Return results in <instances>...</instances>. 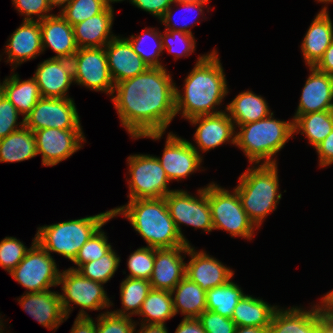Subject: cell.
Masks as SVG:
<instances>
[{"instance_id":"obj_1","label":"cell","mask_w":333,"mask_h":333,"mask_svg":"<svg viewBox=\"0 0 333 333\" xmlns=\"http://www.w3.org/2000/svg\"><path fill=\"white\" fill-rule=\"evenodd\" d=\"M164 67H149L144 73L114 85V106L121 124L132 138L158 140L176 116L175 83Z\"/></svg>"},{"instance_id":"obj_2","label":"cell","mask_w":333,"mask_h":333,"mask_svg":"<svg viewBox=\"0 0 333 333\" xmlns=\"http://www.w3.org/2000/svg\"><path fill=\"white\" fill-rule=\"evenodd\" d=\"M175 87L176 114L190 119L200 115H215L224 111H214L215 106L227 95L225 74L213 50L197 60L193 70L185 78L184 94Z\"/></svg>"},{"instance_id":"obj_3","label":"cell","mask_w":333,"mask_h":333,"mask_svg":"<svg viewBox=\"0 0 333 333\" xmlns=\"http://www.w3.org/2000/svg\"><path fill=\"white\" fill-rule=\"evenodd\" d=\"M125 206L111 209L113 217L122 214L132 227L155 249L188 245L170 216L165 198L130 200Z\"/></svg>"},{"instance_id":"obj_4","label":"cell","mask_w":333,"mask_h":333,"mask_svg":"<svg viewBox=\"0 0 333 333\" xmlns=\"http://www.w3.org/2000/svg\"><path fill=\"white\" fill-rule=\"evenodd\" d=\"M276 164H261L258 167H248L239 177V184L234 188L241 200L242 207L256 228L262 220L276 210V204L281 199L278 193V173Z\"/></svg>"},{"instance_id":"obj_5","label":"cell","mask_w":333,"mask_h":333,"mask_svg":"<svg viewBox=\"0 0 333 333\" xmlns=\"http://www.w3.org/2000/svg\"><path fill=\"white\" fill-rule=\"evenodd\" d=\"M273 113L256 122L239 125L235 145L243 150L249 162L276 164L273 155L279 152L294 134L293 121L274 119Z\"/></svg>"},{"instance_id":"obj_6","label":"cell","mask_w":333,"mask_h":333,"mask_svg":"<svg viewBox=\"0 0 333 333\" xmlns=\"http://www.w3.org/2000/svg\"><path fill=\"white\" fill-rule=\"evenodd\" d=\"M113 218L112 210L81 219L38 228L36 242L48 253L56 252L73 261L81 247L104 224Z\"/></svg>"},{"instance_id":"obj_7","label":"cell","mask_w":333,"mask_h":333,"mask_svg":"<svg viewBox=\"0 0 333 333\" xmlns=\"http://www.w3.org/2000/svg\"><path fill=\"white\" fill-rule=\"evenodd\" d=\"M232 193L214 183L207 185L213 229H224L232 237L239 236L250 240L256 226L243 209L237 191L234 189Z\"/></svg>"},{"instance_id":"obj_8","label":"cell","mask_w":333,"mask_h":333,"mask_svg":"<svg viewBox=\"0 0 333 333\" xmlns=\"http://www.w3.org/2000/svg\"><path fill=\"white\" fill-rule=\"evenodd\" d=\"M60 284L63 285L61 289L64 293L59 294L61 306L67 318L71 312L70 302L81 307L77 317H88L85 309L95 311L112 305L104 291L103 283L85 278L77 270L71 268L63 270L58 281V285Z\"/></svg>"},{"instance_id":"obj_9","label":"cell","mask_w":333,"mask_h":333,"mask_svg":"<svg viewBox=\"0 0 333 333\" xmlns=\"http://www.w3.org/2000/svg\"><path fill=\"white\" fill-rule=\"evenodd\" d=\"M60 273L51 254L34 238L23 260L9 274L32 293L58 285Z\"/></svg>"},{"instance_id":"obj_10","label":"cell","mask_w":333,"mask_h":333,"mask_svg":"<svg viewBox=\"0 0 333 333\" xmlns=\"http://www.w3.org/2000/svg\"><path fill=\"white\" fill-rule=\"evenodd\" d=\"M129 164V199L164 198L174 190L168 189L169 179L157 157L131 155Z\"/></svg>"},{"instance_id":"obj_11","label":"cell","mask_w":333,"mask_h":333,"mask_svg":"<svg viewBox=\"0 0 333 333\" xmlns=\"http://www.w3.org/2000/svg\"><path fill=\"white\" fill-rule=\"evenodd\" d=\"M199 198L191 196L184 190H175L167 194L168 210L175 226L188 245L189 241L183 236L180 224L201 228L206 232L213 230L211 210L207 198V187L198 190Z\"/></svg>"},{"instance_id":"obj_12","label":"cell","mask_w":333,"mask_h":333,"mask_svg":"<svg viewBox=\"0 0 333 333\" xmlns=\"http://www.w3.org/2000/svg\"><path fill=\"white\" fill-rule=\"evenodd\" d=\"M23 120L24 126L33 132L47 128L82 129L75 103L71 98L41 97Z\"/></svg>"},{"instance_id":"obj_13","label":"cell","mask_w":333,"mask_h":333,"mask_svg":"<svg viewBox=\"0 0 333 333\" xmlns=\"http://www.w3.org/2000/svg\"><path fill=\"white\" fill-rule=\"evenodd\" d=\"M71 61L73 82L114 95L115 84L110 76L105 47L78 48Z\"/></svg>"},{"instance_id":"obj_14","label":"cell","mask_w":333,"mask_h":333,"mask_svg":"<svg viewBox=\"0 0 333 333\" xmlns=\"http://www.w3.org/2000/svg\"><path fill=\"white\" fill-rule=\"evenodd\" d=\"M37 154L42 155L43 166H54L79 150L85 137L82 129L47 128L34 131Z\"/></svg>"},{"instance_id":"obj_15","label":"cell","mask_w":333,"mask_h":333,"mask_svg":"<svg viewBox=\"0 0 333 333\" xmlns=\"http://www.w3.org/2000/svg\"><path fill=\"white\" fill-rule=\"evenodd\" d=\"M202 157L189 141L169 133L163 156L157 157L169 181L183 179L199 169Z\"/></svg>"},{"instance_id":"obj_16","label":"cell","mask_w":333,"mask_h":333,"mask_svg":"<svg viewBox=\"0 0 333 333\" xmlns=\"http://www.w3.org/2000/svg\"><path fill=\"white\" fill-rule=\"evenodd\" d=\"M33 78L42 97L68 98L66 93L74 81L72 61L54 57L44 60L38 65Z\"/></svg>"},{"instance_id":"obj_17","label":"cell","mask_w":333,"mask_h":333,"mask_svg":"<svg viewBox=\"0 0 333 333\" xmlns=\"http://www.w3.org/2000/svg\"><path fill=\"white\" fill-rule=\"evenodd\" d=\"M188 246L155 249L154 268L149 279L152 289L172 291L186 276V263L181 253H187Z\"/></svg>"},{"instance_id":"obj_18","label":"cell","mask_w":333,"mask_h":333,"mask_svg":"<svg viewBox=\"0 0 333 333\" xmlns=\"http://www.w3.org/2000/svg\"><path fill=\"white\" fill-rule=\"evenodd\" d=\"M108 68L114 84L144 73L149 66L126 38L115 37L105 45Z\"/></svg>"},{"instance_id":"obj_19","label":"cell","mask_w":333,"mask_h":333,"mask_svg":"<svg viewBox=\"0 0 333 333\" xmlns=\"http://www.w3.org/2000/svg\"><path fill=\"white\" fill-rule=\"evenodd\" d=\"M187 253L191 256V259L186 264V277L205 291L225 284L234 275L230 268L224 266L217 259L210 257L204 251L196 252L189 245Z\"/></svg>"},{"instance_id":"obj_20","label":"cell","mask_w":333,"mask_h":333,"mask_svg":"<svg viewBox=\"0 0 333 333\" xmlns=\"http://www.w3.org/2000/svg\"><path fill=\"white\" fill-rule=\"evenodd\" d=\"M188 120L192 125L199 124L194 139L200 150L205 152L230 140L235 144L236 127L226 111L215 115H200Z\"/></svg>"},{"instance_id":"obj_21","label":"cell","mask_w":333,"mask_h":333,"mask_svg":"<svg viewBox=\"0 0 333 333\" xmlns=\"http://www.w3.org/2000/svg\"><path fill=\"white\" fill-rule=\"evenodd\" d=\"M309 69L311 73L302 90L293 121L299 115L333 110V76L322 73L315 67Z\"/></svg>"},{"instance_id":"obj_22","label":"cell","mask_w":333,"mask_h":333,"mask_svg":"<svg viewBox=\"0 0 333 333\" xmlns=\"http://www.w3.org/2000/svg\"><path fill=\"white\" fill-rule=\"evenodd\" d=\"M20 299L23 310L49 330L57 329L67 319L59 293L50 290L26 292Z\"/></svg>"},{"instance_id":"obj_23","label":"cell","mask_w":333,"mask_h":333,"mask_svg":"<svg viewBox=\"0 0 333 333\" xmlns=\"http://www.w3.org/2000/svg\"><path fill=\"white\" fill-rule=\"evenodd\" d=\"M43 51L50 47L57 55L54 58L72 59L78 47L73 27L59 14L39 21Z\"/></svg>"},{"instance_id":"obj_24","label":"cell","mask_w":333,"mask_h":333,"mask_svg":"<svg viewBox=\"0 0 333 333\" xmlns=\"http://www.w3.org/2000/svg\"><path fill=\"white\" fill-rule=\"evenodd\" d=\"M8 41L7 62L19 65L35 58L37 54L43 52L39 21L23 20L22 25L15 30Z\"/></svg>"},{"instance_id":"obj_25","label":"cell","mask_w":333,"mask_h":333,"mask_svg":"<svg viewBox=\"0 0 333 333\" xmlns=\"http://www.w3.org/2000/svg\"><path fill=\"white\" fill-rule=\"evenodd\" d=\"M113 9L107 7L102 13L96 14L73 27L75 42L78 48H101L115 36L111 34Z\"/></svg>"},{"instance_id":"obj_26","label":"cell","mask_w":333,"mask_h":333,"mask_svg":"<svg viewBox=\"0 0 333 333\" xmlns=\"http://www.w3.org/2000/svg\"><path fill=\"white\" fill-rule=\"evenodd\" d=\"M332 41L333 24L327 7H324L312 21L301 45L303 57L309 67L318 63Z\"/></svg>"},{"instance_id":"obj_27","label":"cell","mask_w":333,"mask_h":333,"mask_svg":"<svg viewBox=\"0 0 333 333\" xmlns=\"http://www.w3.org/2000/svg\"><path fill=\"white\" fill-rule=\"evenodd\" d=\"M268 333H321L318 305L308 311L297 307L277 309L268 327Z\"/></svg>"},{"instance_id":"obj_28","label":"cell","mask_w":333,"mask_h":333,"mask_svg":"<svg viewBox=\"0 0 333 333\" xmlns=\"http://www.w3.org/2000/svg\"><path fill=\"white\" fill-rule=\"evenodd\" d=\"M0 87L3 95L15 106L19 114L25 115L23 119L42 97L39 86L33 77L20 81L18 75L13 74L10 78L4 80Z\"/></svg>"},{"instance_id":"obj_29","label":"cell","mask_w":333,"mask_h":333,"mask_svg":"<svg viewBox=\"0 0 333 333\" xmlns=\"http://www.w3.org/2000/svg\"><path fill=\"white\" fill-rule=\"evenodd\" d=\"M171 294H175V315L180 310L184 318H198L206 310V291L186 276L173 288Z\"/></svg>"},{"instance_id":"obj_30","label":"cell","mask_w":333,"mask_h":333,"mask_svg":"<svg viewBox=\"0 0 333 333\" xmlns=\"http://www.w3.org/2000/svg\"><path fill=\"white\" fill-rule=\"evenodd\" d=\"M277 306H270L262 299L244 295L236 305L232 321L237 327H269Z\"/></svg>"},{"instance_id":"obj_31","label":"cell","mask_w":333,"mask_h":333,"mask_svg":"<svg viewBox=\"0 0 333 333\" xmlns=\"http://www.w3.org/2000/svg\"><path fill=\"white\" fill-rule=\"evenodd\" d=\"M225 108L229 117L236 123L235 126L256 122L273 113L270 112L265 99L252 91L241 92Z\"/></svg>"},{"instance_id":"obj_32","label":"cell","mask_w":333,"mask_h":333,"mask_svg":"<svg viewBox=\"0 0 333 333\" xmlns=\"http://www.w3.org/2000/svg\"><path fill=\"white\" fill-rule=\"evenodd\" d=\"M37 155L35 134L25 126L0 139V162H21Z\"/></svg>"},{"instance_id":"obj_33","label":"cell","mask_w":333,"mask_h":333,"mask_svg":"<svg viewBox=\"0 0 333 333\" xmlns=\"http://www.w3.org/2000/svg\"><path fill=\"white\" fill-rule=\"evenodd\" d=\"M294 133L305 134L311 145L316 147L333 130V110L299 115L293 121ZM299 131V132H298Z\"/></svg>"},{"instance_id":"obj_34","label":"cell","mask_w":333,"mask_h":333,"mask_svg":"<svg viewBox=\"0 0 333 333\" xmlns=\"http://www.w3.org/2000/svg\"><path fill=\"white\" fill-rule=\"evenodd\" d=\"M137 315L145 316L147 324H165L175 316L171 291L151 289Z\"/></svg>"},{"instance_id":"obj_35","label":"cell","mask_w":333,"mask_h":333,"mask_svg":"<svg viewBox=\"0 0 333 333\" xmlns=\"http://www.w3.org/2000/svg\"><path fill=\"white\" fill-rule=\"evenodd\" d=\"M244 295L241 288L229 280L223 285L206 291V310L231 319L236 305Z\"/></svg>"},{"instance_id":"obj_36","label":"cell","mask_w":333,"mask_h":333,"mask_svg":"<svg viewBox=\"0 0 333 333\" xmlns=\"http://www.w3.org/2000/svg\"><path fill=\"white\" fill-rule=\"evenodd\" d=\"M151 284L145 279L126 278L120 286L122 310L112 311L117 315L129 316L139 313L143 301L151 290ZM130 310V312H129ZM132 310V311H131ZM129 312L128 314L126 312Z\"/></svg>"},{"instance_id":"obj_37","label":"cell","mask_w":333,"mask_h":333,"mask_svg":"<svg viewBox=\"0 0 333 333\" xmlns=\"http://www.w3.org/2000/svg\"><path fill=\"white\" fill-rule=\"evenodd\" d=\"M126 39L130 42V45L132 46L133 50L142 58V60L149 67H163L158 58L160 56V53L164 49H163L161 34H159L157 30L155 31L154 28L153 29L149 28L146 29L145 32H143L141 35H139V37L131 35L130 38ZM148 39L152 40V41L149 40V42L150 44H152L151 42H153L154 46L153 44L152 46H150V44L146 42ZM144 44L146 45L148 44L151 48L148 46H144Z\"/></svg>"},{"instance_id":"obj_38","label":"cell","mask_w":333,"mask_h":333,"mask_svg":"<svg viewBox=\"0 0 333 333\" xmlns=\"http://www.w3.org/2000/svg\"><path fill=\"white\" fill-rule=\"evenodd\" d=\"M115 251L111 249L107 254L100 257L98 260H93L82 264L79 268L72 267L77 270L85 278H89L98 283L108 282L116 272L120 257H117Z\"/></svg>"},{"instance_id":"obj_39","label":"cell","mask_w":333,"mask_h":333,"mask_svg":"<svg viewBox=\"0 0 333 333\" xmlns=\"http://www.w3.org/2000/svg\"><path fill=\"white\" fill-rule=\"evenodd\" d=\"M107 6L102 0H71L61 11L60 15L74 26L88 18L102 13Z\"/></svg>"},{"instance_id":"obj_40","label":"cell","mask_w":333,"mask_h":333,"mask_svg":"<svg viewBox=\"0 0 333 333\" xmlns=\"http://www.w3.org/2000/svg\"><path fill=\"white\" fill-rule=\"evenodd\" d=\"M155 261V248L141 247L131 253L128 259V278L145 279L151 278Z\"/></svg>"},{"instance_id":"obj_41","label":"cell","mask_w":333,"mask_h":333,"mask_svg":"<svg viewBox=\"0 0 333 333\" xmlns=\"http://www.w3.org/2000/svg\"><path fill=\"white\" fill-rule=\"evenodd\" d=\"M112 249L108 244L107 237L101 231V227L90 237V239L81 247L77 256L72 261L78 267L86 262L98 260Z\"/></svg>"},{"instance_id":"obj_42","label":"cell","mask_w":333,"mask_h":333,"mask_svg":"<svg viewBox=\"0 0 333 333\" xmlns=\"http://www.w3.org/2000/svg\"><path fill=\"white\" fill-rule=\"evenodd\" d=\"M29 249L14 237H5L0 241V266L11 272L23 260Z\"/></svg>"},{"instance_id":"obj_43","label":"cell","mask_w":333,"mask_h":333,"mask_svg":"<svg viewBox=\"0 0 333 333\" xmlns=\"http://www.w3.org/2000/svg\"><path fill=\"white\" fill-rule=\"evenodd\" d=\"M163 49H167L169 53L175 54V57L189 56L195 50V39L192 34L180 30H165V34H161ZM179 44V45H177ZM181 50H178V47Z\"/></svg>"},{"instance_id":"obj_44","label":"cell","mask_w":333,"mask_h":333,"mask_svg":"<svg viewBox=\"0 0 333 333\" xmlns=\"http://www.w3.org/2000/svg\"><path fill=\"white\" fill-rule=\"evenodd\" d=\"M96 333H134L135 322L130 316L106 312L97 317ZM133 322V323H132Z\"/></svg>"},{"instance_id":"obj_45","label":"cell","mask_w":333,"mask_h":333,"mask_svg":"<svg viewBox=\"0 0 333 333\" xmlns=\"http://www.w3.org/2000/svg\"><path fill=\"white\" fill-rule=\"evenodd\" d=\"M18 115L20 114L15 106L3 95L0 98V139L7 137L24 126V120H22L19 123V128L17 127Z\"/></svg>"},{"instance_id":"obj_46","label":"cell","mask_w":333,"mask_h":333,"mask_svg":"<svg viewBox=\"0 0 333 333\" xmlns=\"http://www.w3.org/2000/svg\"><path fill=\"white\" fill-rule=\"evenodd\" d=\"M198 319L206 333H234L237 327L232 319L210 310H205Z\"/></svg>"},{"instance_id":"obj_47","label":"cell","mask_w":333,"mask_h":333,"mask_svg":"<svg viewBox=\"0 0 333 333\" xmlns=\"http://www.w3.org/2000/svg\"><path fill=\"white\" fill-rule=\"evenodd\" d=\"M16 9L21 15H25L24 20L32 21V15H36L37 21H41L44 18L51 16L53 14L47 15L51 8L47 0H12Z\"/></svg>"},{"instance_id":"obj_48","label":"cell","mask_w":333,"mask_h":333,"mask_svg":"<svg viewBox=\"0 0 333 333\" xmlns=\"http://www.w3.org/2000/svg\"><path fill=\"white\" fill-rule=\"evenodd\" d=\"M208 1H201V2H195V3H182V2H179L178 4L183 6L184 9H187L188 11L187 12H192L194 10L196 11H199L200 13L203 12L202 8H203V5L207 4ZM172 7H169V9L164 13V15L161 17L160 21L165 24V30H180V31H183V32H186V33H189V34H192V32L187 29L188 27L190 28V26L186 23H184L182 25V27L180 26L179 28H176L177 24H170L172 23V10H171ZM197 16V14H196ZM188 17V16H187ZM187 17L184 15L183 18L186 20ZM174 25V26H172Z\"/></svg>"},{"instance_id":"obj_49","label":"cell","mask_w":333,"mask_h":333,"mask_svg":"<svg viewBox=\"0 0 333 333\" xmlns=\"http://www.w3.org/2000/svg\"><path fill=\"white\" fill-rule=\"evenodd\" d=\"M138 8L156 16L159 20L169 9L174 0H130Z\"/></svg>"},{"instance_id":"obj_50","label":"cell","mask_w":333,"mask_h":333,"mask_svg":"<svg viewBox=\"0 0 333 333\" xmlns=\"http://www.w3.org/2000/svg\"><path fill=\"white\" fill-rule=\"evenodd\" d=\"M321 167L328 166L333 163V130L331 133L315 147Z\"/></svg>"},{"instance_id":"obj_51","label":"cell","mask_w":333,"mask_h":333,"mask_svg":"<svg viewBox=\"0 0 333 333\" xmlns=\"http://www.w3.org/2000/svg\"><path fill=\"white\" fill-rule=\"evenodd\" d=\"M318 317L321 333H333V311L328 310L323 304L318 305Z\"/></svg>"},{"instance_id":"obj_52","label":"cell","mask_w":333,"mask_h":333,"mask_svg":"<svg viewBox=\"0 0 333 333\" xmlns=\"http://www.w3.org/2000/svg\"><path fill=\"white\" fill-rule=\"evenodd\" d=\"M175 333H206L198 318H183Z\"/></svg>"},{"instance_id":"obj_53","label":"cell","mask_w":333,"mask_h":333,"mask_svg":"<svg viewBox=\"0 0 333 333\" xmlns=\"http://www.w3.org/2000/svg\"><path fill=\"white\" fill-rule=\"evenodd\" d=\"M318 71L333 76V41L326 49L323 57L314 66Z\"/></svg>"},{"instance_id":"obj_54","label":"cell","mask_w":333,"mask_h":333,"mask_svg":"<svg viewBox=\"0 0 333 333\" xmlns=\"http://www.w3.org/2000/svg\"><path fill=\"white\" fill-rule=\"evenodd\" d=\"M70 333H96V324L91 317H77Z\"/></svg>"},{"instance_id":"obj_55","label":"cell","mask_w":333,"mask_h":333,"mask_svg":"<svg viewBox=\"0 0 333 333\" xmlns=\"http://www.w3.org/2000/svg\"><path fill=\"white\" fill-rule=\"evenodd\" d=\"M141 330L138 333H168L165 324L141 323Z\"/></svg>"},{"instance_id":"obj_56","label":"cell","mask_w":333,"mask_h":333,"mask_svg":"<svg viewBox=\"0 0 333 333\" xmlns=\"http://www.w3.org/2000/svg\"><path fill=\"white\" fill-rule=\"evenodd\" d=\"M234 333H268V327L240 326Z\"/></svg>"},{"instance_id":"obj_57","label":"cell","mask_w":333,"mask_h":333,"mask_svg":"<svg viewBox=\"0 0 333 333\" xmlns=\"http://www.w3.org/2000/svg\"><path fill=\"white\" fill-rule=\"evenodd\" d=\"M321 303H323L328 310L333 311V290L324 295Z\"/></svg>"},{"instance_id":"obj_58","label":"cell","mask_w":333,"mask_h":333,"mask_svg":"<svg viewBox=\"0 0 333 333\" xmlns=\"http://www.w3.org/2000/svg\"><path fill=\"white\" fill-rule=\"evenodd\" d=\"M50 8L52 9L55 6H63L64 8L71 0H47Z\"/></svg>"},{"instance_id":"obj_59","label":"cell","mask_w":333,"mask_h":333,"mask_svg":"<svg viewBox=\"0 0 333 333\" xmlns=\"http://www.w3.org/2000/svg\"><path fill=\"white\" fill-rule=\"evenodd\" d=\"M201 1H209V0H174V3H195V2H201Z\"/></svg>"},{"instance_id":"obj_60","label":"cell","mask_w":333,"mask_h":333,"mask_svg":"<svg viewBox=\"0 0 333 333\" xmlns=\"http://www.w3.org/2000/svg\"><path fill=\"white\" fill-rule=\"evenodd\" d=\"M102 1L107 7L112 8V5H111L112 2H120V1H123V0H102Z\"/></svg>"},{"instance_id":"obj_61","label":"cell","mask_w":333,"mask_h":333,"mask_svg":"<svg viewBox=\"0 0 333 333\" xmlns=\"http://www.w3.org/2000/svg\"><path fill=\"white\" fill-rule=\"evenodd\" d=\"M318 2H323V3H332L333 0H317Z\"/></svg>"},{"instance_id":"obj_62","label":"cell","mask_w":333,"mask_h":333,"mask_svg":"<svg viewBox=\"0 0 333 333\" xmlns=\"http://www.w3.org/2000/svg\"><path fill=\"white\" fill-rule=\"evenodd\" d=\"M0 319H1V318H0ZM2 324H3V323H2V320H0V326H1V328H0V333H3V332H2V331H3V330H2V327H3Z\"/></svg>"},{"instance_id":"obj_63","label":"cell","mask_w":333,"mask_h":333,"mask_svg":"<svg viewBox=\"0 0 333 333\" xmlns=\"http://www.w3.org/2000/svg\"><path fill=\"white\" fill-rule=\"evenodd\" d=\"M3 96L2 88L0 87V98Z\"/></svg>"}]
</instances>
